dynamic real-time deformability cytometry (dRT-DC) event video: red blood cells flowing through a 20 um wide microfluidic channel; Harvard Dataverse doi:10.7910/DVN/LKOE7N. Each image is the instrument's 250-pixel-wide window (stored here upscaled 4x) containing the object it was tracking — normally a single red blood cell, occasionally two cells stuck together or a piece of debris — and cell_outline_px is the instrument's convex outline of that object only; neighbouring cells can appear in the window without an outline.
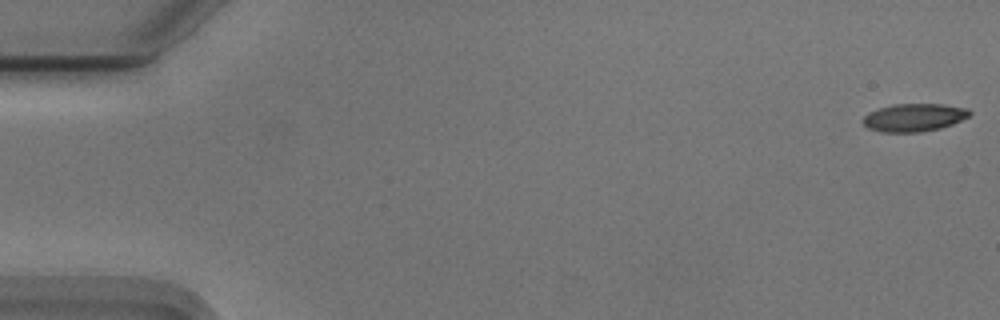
{"species": "Egyptian fruit bat (a non-hibernating species)", "species_latin": "Rousettus aegyptiacus", "temperature_condition": "cold", "stored_images_in_passage": 5, "camera_frame_rate_fps": 3000, "um_per_image_px": 0.085, "animal": {"sex": "male"}, "frame": {"image": 1, "passage_image": 1, "time_ms": 0.0, "image_size_px": [1000, 320], "cell_outline_px": [[972, 112], [968, 116], [952, 124], [940, 128], [920, 132], [880, 132], [868, 128], [860, 120], [868, 112], [892, 104], [940, 104], [968, 108]], "centroid_in_image_um": [77.65, 9.99], "position_along_channel_um": 7.3, "area_um2": 17.34}}